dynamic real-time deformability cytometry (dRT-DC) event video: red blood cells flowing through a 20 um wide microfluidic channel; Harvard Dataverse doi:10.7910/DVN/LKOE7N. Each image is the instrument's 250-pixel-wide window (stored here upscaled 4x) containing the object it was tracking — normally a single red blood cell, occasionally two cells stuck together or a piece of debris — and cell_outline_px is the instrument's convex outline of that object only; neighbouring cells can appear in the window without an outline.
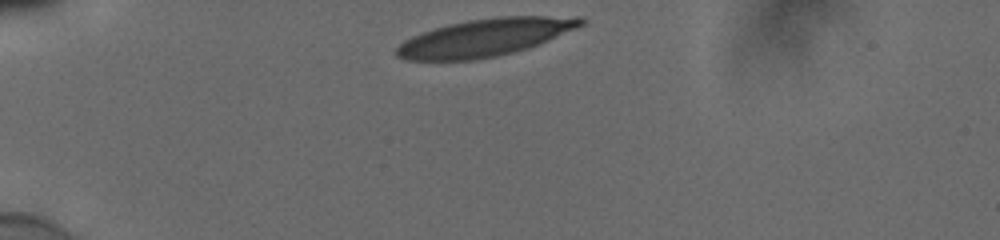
{"species": "human", "species_latin": "Homo sapiens", "temperature_condition": "cold", "stored_images_in_passage": 33, "camera_frame_rate_fps": 3000, "um_per_image_px": 0.085, "donor": {"sex": "male"}, "frame": {"image": 1, "passage_image": 1, "time_ms": 0.0, "image_size_px": [1000, 240], "cell_outline_px": [[588, 20], [584, 24], [548, 40], [528, 48], [496, 56], [472, 60], [404, 60], [396, 56], [396, 48], [404, 40], [412, 36], [448, 24], [468, 20], [500, 16], [580, 16]], "centroid_in_image_um": [41.24, 3.18], "position_along_channel_um": 43.8, "area_um2": 40.06}}
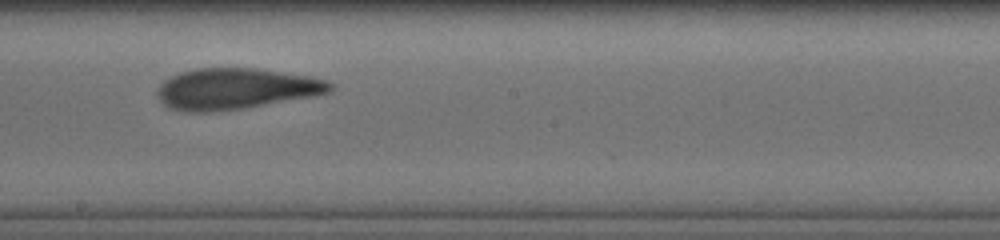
{"frame": {"image": 2, "passage_image": 19, "time_ms": 6.0, "image_size_px": [1000, 240], "cell_outline_px": [[336, 84], [328, 92], [312, 96], [244, 108], [208, 112], [184, 112], [172, 108], [164, 104], [156, 96], [156, 88], [164, 80], [180, 72], [196, 68], [256, 68], [312, 76], [328, 80]], "centroid_in_image_um": [20.03, 7.53], "position_along_channel_um": 228.2, "area_um2": 41.44}}
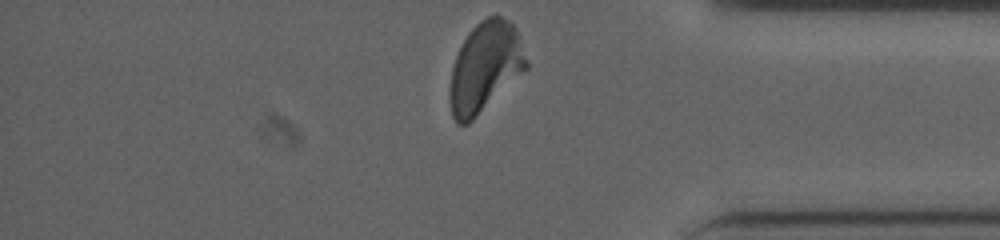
{"frame": {"image": 3, "passage_image": 33, "time_ms": 10.667, "image_size_px": [1000, 240], "cell_outline_px": [[528, 68], [468, 124], [456, 124], [452, 116], [448, 96], [448, 92], [452, 68], [456, 56], [468, 32], [480, 20], [496, 12], [508, 20], [516, 28], [528, 60]], "centroid_in_image_um": [41.23, 5.69], "position_along_channel_um": 394.0, "area_um2": 40.29}, "authors_computed_cell_mechanics": {"area_um2": 41.038, "velocity_mm_per_s": 3.8328, "shape_relaxation_time_tau1_ms": 4.68, "shape_relaxation_time_tau2_ms": 1.6693, "deformation_change_tau1": 0.1951, "deformation_change_tau2": 0.1014}}